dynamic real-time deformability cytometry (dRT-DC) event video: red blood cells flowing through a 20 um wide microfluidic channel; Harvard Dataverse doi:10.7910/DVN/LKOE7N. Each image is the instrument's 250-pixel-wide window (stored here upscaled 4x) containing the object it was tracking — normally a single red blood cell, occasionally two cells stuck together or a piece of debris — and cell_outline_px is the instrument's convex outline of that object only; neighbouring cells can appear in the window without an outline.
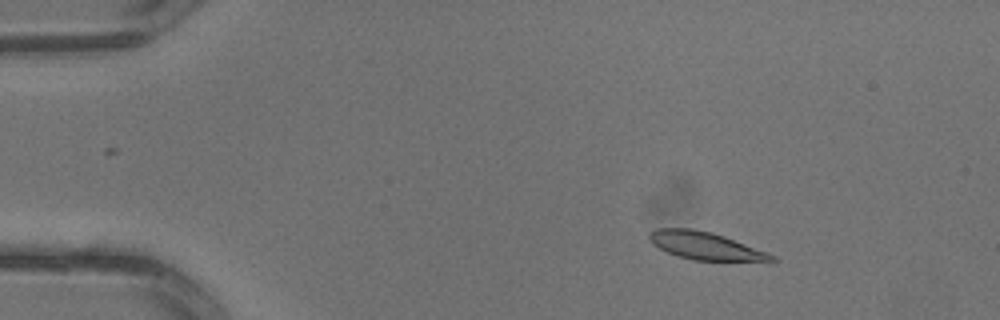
{"species": "common noctule bat (a hibernating species)", "species_latin": "Nyctalus noctula", "temperature_condition": "warm", "stored_images_in_passage": 2, "camera_frame_rate_fps": 3000, "um_per_image_px": 0.085, "animal": {"sex": "male", "body_mass_g": 13.3}, "frame": {"image": 1, "passage_image": 1, "time_ms": 0.0, "image_size_px": [1000, 320], "cell_outline_px": [[776, 260], [692, 260], [676, 256], [652, 244], [648, 240], [648, 232], [656, 228], [692, 228], [712, 232], [724, 236], [768, 252], [776, 256]], "centroid_in_image_um": [59.87, 20.87], "position_along_channel_um": 25.1, "area_um2": 19.59}}